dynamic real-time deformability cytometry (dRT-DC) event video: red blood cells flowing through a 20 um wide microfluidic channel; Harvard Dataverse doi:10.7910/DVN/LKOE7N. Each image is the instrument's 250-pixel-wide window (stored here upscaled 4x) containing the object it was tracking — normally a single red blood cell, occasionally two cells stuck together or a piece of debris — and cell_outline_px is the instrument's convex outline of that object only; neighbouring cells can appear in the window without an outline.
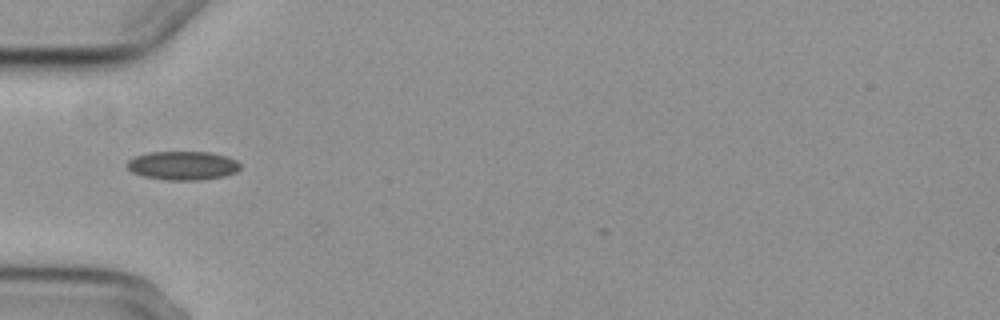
{"species": "common noctule bat (a hibernating species)", "species_latin": "Nyctalus noctula", "temperature_condition": "cold", "stored_images_in_passage": 3, "camera_frame_rate_fps": 3000, "um_per_image_px": 0.085, "animal": {"sex": "female", "body_mass_g": 29.2, "forearm_length_mm": 56.3}, "frame": {"image": 1, "passage_image": 1, "time_ms": 0.0, "image_size_px": [1000, 320], "cell_outline_px": [[240, 168], [236, 172], [224, 176], [200, 180], [168, 180], [144, 176], [132, 172], [124, 164], [128, 160], [136, 156], [148, 152], [208, 152], [228, 156], [236, 160], [240, 164]], "centroid_in_image_um": [15.53, 14.07], "position_along_channel_um": 69.5, "area_um2": 19.02}}
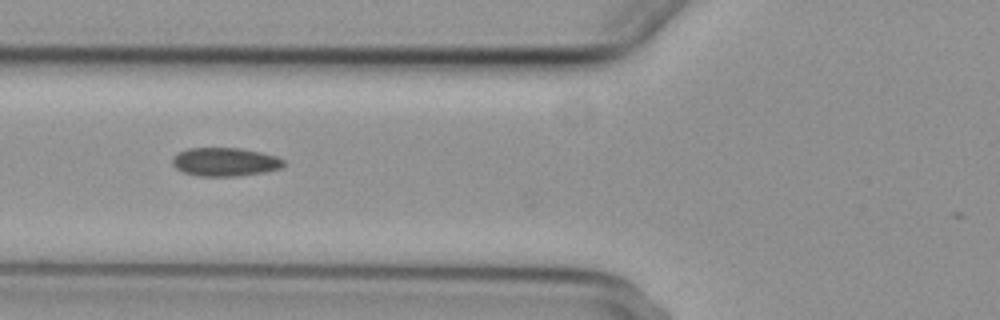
{"frame": {"image": 2, "passage_image": 2, "time_ms": 1.0, "image_size_px": [1000, 320], "cell_outline_px": [[284, 168], [264, 172], [236, 176], [196, 176], [184, 172], [176, 168], [172, 164], [172, 156], [188, 148], [240, 148], [260, 152], [276, 156], [284, 160]], "centroid_in_image_um": [19.13, 13.76], "position_along_channel_um": 106.7, "area_um2": 18.55}}